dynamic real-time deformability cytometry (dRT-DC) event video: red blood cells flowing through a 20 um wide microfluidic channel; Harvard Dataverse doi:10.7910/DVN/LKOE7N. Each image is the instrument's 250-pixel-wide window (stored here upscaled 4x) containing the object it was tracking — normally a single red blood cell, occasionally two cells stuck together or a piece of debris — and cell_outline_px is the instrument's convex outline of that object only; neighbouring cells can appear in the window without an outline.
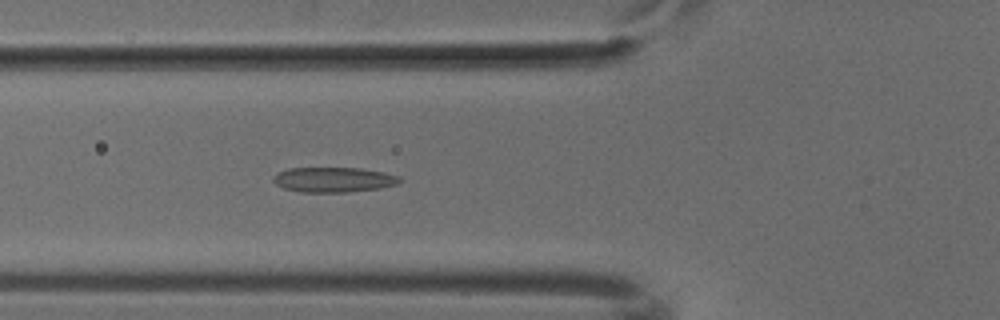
{"species": "common noctule bat (a hibernating species)", "species_latin": "Nyctalus noctula", "temperature_condition": "cold", "stored_images_in_passage": 52, "camera_frame_rate_fps": 3000, "um_per_image_px": 0.085, "animal": {"sex": "male", "body_mass_g": 18.8}, "frame": {"image": 1, "passage_image": 19, "time_ms": 6.0, "image_size_px": [1000, 320], "cell_outline_px": [[404, 180], [396, 184], [380, 188], [348, 192], [300, 192], [284, 188], [276, 184], [272, 180], [272, 176], [276, 172], [288, 168], [360, 168], [384, 172], [400, 176]], "centroid_in_image_um": [28.34, 15.27], "position_along_channel_um": 97.5, "area_um2": 18.61}}
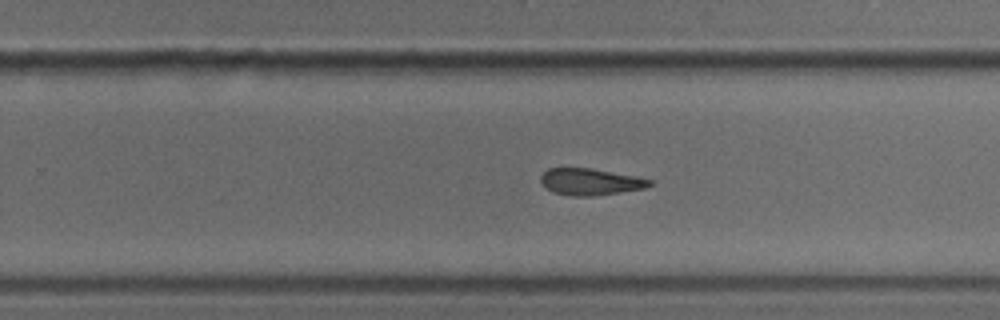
{"frame": {"image": 2, "passage_image": 33, "time_ms": 10.667, "image_size_px": [1000, 320], "cell_outline_px": [[652, 184], [644, 188], [592, 196], [572, 196], [552, 192], [540, 180], [540, 176], [548, 168], [592, 168], [636, 176], [652, 180]], "centroid_in_image_um": [50.17, 15.44], "position_along_channel_um": 279.6, "area_um2": 16.76}}
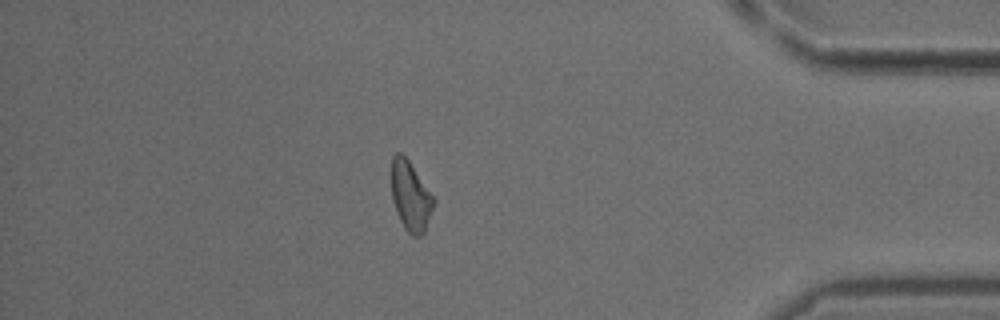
{"frame": {"image": 3, "passage_image": 45, "time_ms": 14.667, "image_size_px": [1000, 320], "cell_outline_px": [[436, 200], [424, 232], [420, 236], [412, 236], [404, 228], [396, 212], [392, 200], [392, 156], [396, 152], [400, 152], [408, 160], [436, 196]], "centroid_in_image_um": [34.92, 16.67], "position_along_channel_um": 400.3, "area_um2": 17.34}}